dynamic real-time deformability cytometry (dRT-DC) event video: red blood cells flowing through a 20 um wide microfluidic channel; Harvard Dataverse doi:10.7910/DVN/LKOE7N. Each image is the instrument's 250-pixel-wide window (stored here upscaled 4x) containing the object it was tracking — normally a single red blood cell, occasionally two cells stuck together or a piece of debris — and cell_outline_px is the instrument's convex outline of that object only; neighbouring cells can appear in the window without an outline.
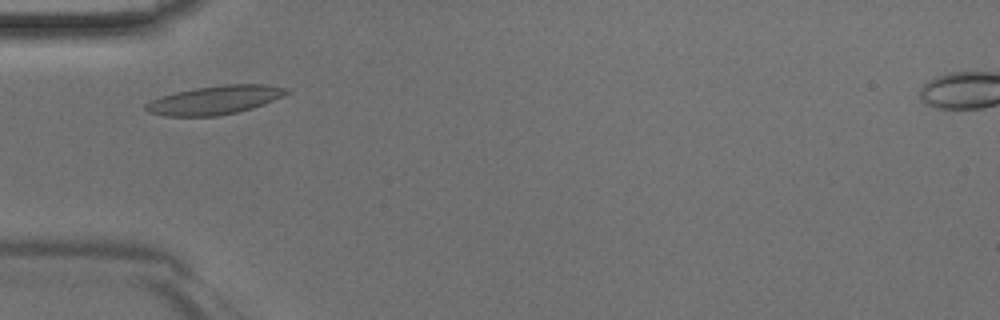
{"species": "Egyptian fruit bat (a non-hibernating species)", "species_latin": "Rousettus aegyptiacus", "temperature_condition": "room temperature", "stored_images_in_passage": 37, "camera_frame_rate_fps": 3000, "um_per_image_px": 0.085, "animal": {"sex": "male"}, "frame": {"image": 1, "passage_image": 6, "time_ms": 1.667, "image_size_px": [1000, 320], "cell_outline_px": [[292, 92], [252, 108], [236, 112], [216, 116], [164, 116], [148, 112], [144, 108], [144, 104], [160, 96], [176, 92], [196, 88], [224, 84], [268, 84], [288, 88]], "centroid_in_image_um": [18.26, 8.49], "position_along_channel_um": 66.7, "area_um2": 23.47}}
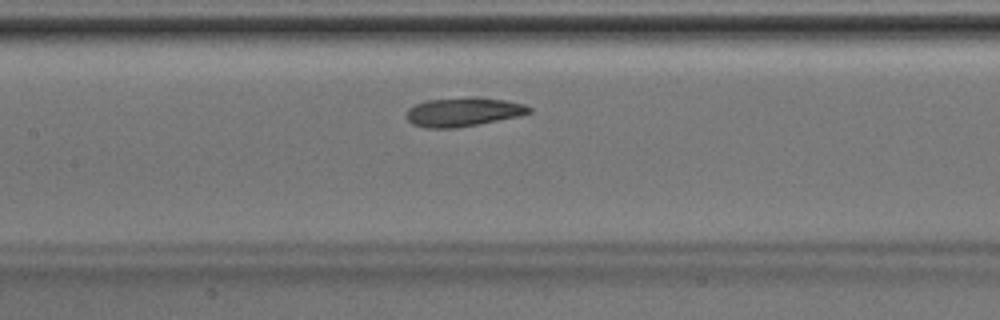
{"frame": {"image": 2, "passage_image": 13, "time_ms": 4.0, "image_size_px": [1000, 320], "cell_outline_px": [[532, 112], [520, 116], [456, 128], [424, 128], [412, 124], [404, 116], [408, 108], [416, 104], [428, 100], [460, 96], [476, 96], [504, 100], [524, 104], [532, 108]], "centroid_in_image_um": [39.35, 9.5], "position_along_channel_um": 168.0, "area_um2": 21.1}}
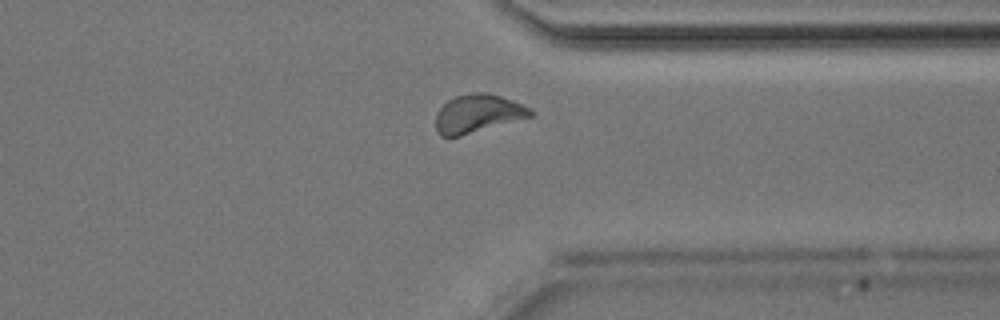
{"frame": {"image": 3, "passage_image": 27, "time_ms": 8.667, "image_size_px": [1000, 320], "cell_outline_px": [[532, 116], [460, 136], [440, 136], [436, 132], [436, 112], [448, 100], [456, 96], [472, 92], [488, 92], [512, 100], [528, 108], [532, 112]], "centroid_in_image_um": [40.56, 9.65], "position_along_channel_um": 370.8, "area_um2": 20.87}}